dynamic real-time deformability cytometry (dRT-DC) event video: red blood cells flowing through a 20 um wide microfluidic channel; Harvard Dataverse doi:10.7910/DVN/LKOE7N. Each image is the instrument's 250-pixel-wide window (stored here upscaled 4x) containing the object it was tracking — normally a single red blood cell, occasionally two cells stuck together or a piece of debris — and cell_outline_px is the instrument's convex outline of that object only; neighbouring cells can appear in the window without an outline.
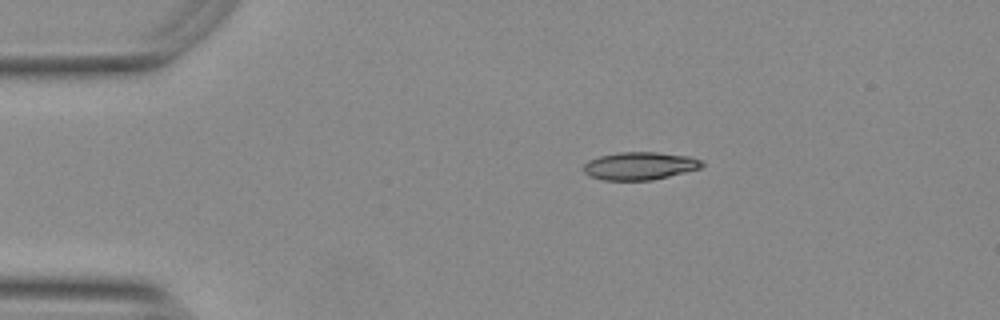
{"species": "Egyptian fruit bat (a non-hibernating species)", "species_latin": "Rousettus aegyptiacus", "temperature_condition": "warm", "stored_images_in_passage": 45, "camera_frame_rate_fps": 3000, "um_per_image_px": 0.085, "animal": {"sex": "female"}, "frame": {"image": 1, "passage_image": 1, "time_ms": 0.0, "image_size_px": [1000, 320], "cell_outline_px": [[704, 164], [700, 168], [652, 180], [604, 180], [588, 176], [584, 172], [584, 164], [588, 160], [600, 156], [620, 152], [656, 152], [688, 156], [700, 160]], "centroid_in_image_um": [54.34, 14.1], "position_along_channel_um": 30.7, "area_um2": 19.02}}
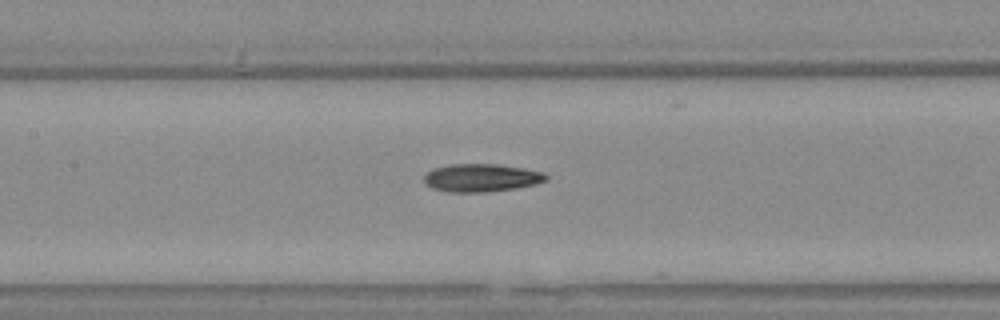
{"frame": {"image": 2, "passage_image": 16, "time_ms": 5.0, "image_size_px": [1000, 320], "cell_outline_px": [[548, 180], [536, 184], [516, 188], [488, 192], [448, 192], [432, 188], [424, 184], [424, 176], [432, 168], [448, 164], [496, 164], [524, 168], [544, 172], [548, 176]], "centroid_in_image_um": [40.91, 15.11], "position_along_channel_um": 166.5, "area_um2": 20.11}}
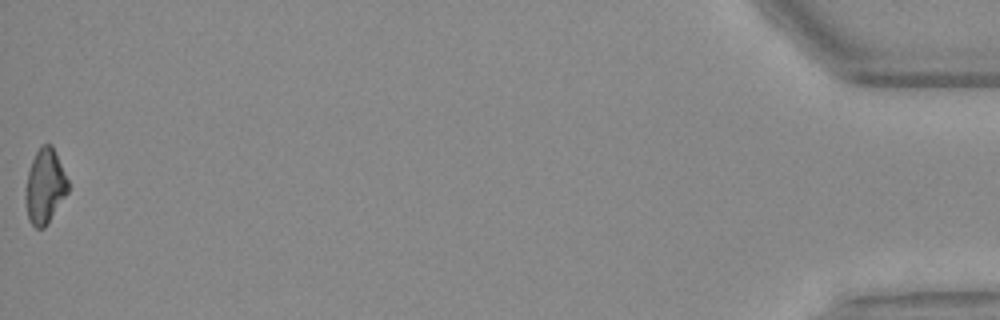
{"frame": {"image": 3, "passage_image": 45, "time_ms": 14.667, "image_size_px": [1000, 320], "cell_outline_px": [[68, 192], [48, 224], [44, 228], [36, 228], [28, 220], [24, 196], [28, 172], [32, 160], [40, 144], [52, 144], [68, 180]], "centroid_in_image_um": [3.81, 15.85], "position_along_channel_um": 431.4, "area_um2": 18.61}, "authors_computed_cell_mechanics": {"area_um2": 19.2474, "velocity_mm_per_s": 3.7783, "shape_relaxation_time_tau1_ms": 7.3927, "shape_relaxation_time_tau2_ms": null, "deformation_change_tau1": 0.1998, "deformation_change_tau2": null}}